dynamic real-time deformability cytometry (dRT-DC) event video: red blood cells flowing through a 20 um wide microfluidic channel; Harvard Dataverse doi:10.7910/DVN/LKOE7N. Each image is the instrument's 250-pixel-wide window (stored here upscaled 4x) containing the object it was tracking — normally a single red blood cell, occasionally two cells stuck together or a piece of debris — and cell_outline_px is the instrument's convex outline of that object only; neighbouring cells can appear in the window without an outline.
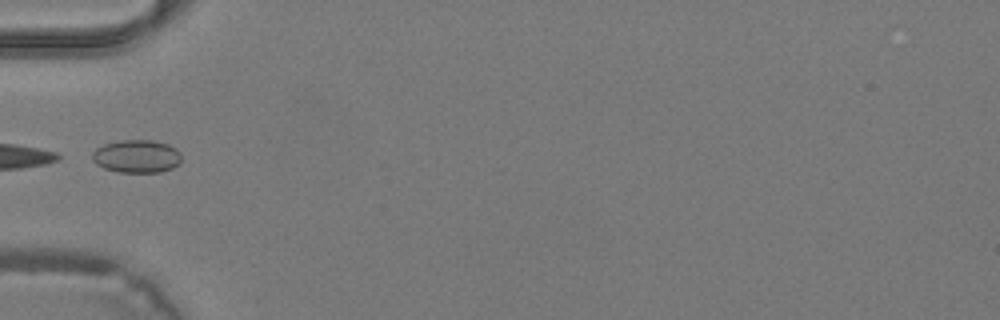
{"species": "common noctule bat (a hibernating species)", "species_latin": "Nyctalus noctula", "temperature_condition": "warm", "stored_images_in_passage": 6, "camera_frame_rate_fps": 3000, "um_per_image_px": 0.085, "animal": {"sex": "male", "body_mass_g": 19.2, "forearm_length_mm": 51.8}, "frame": {"image": 1, "passage_image": 1, "time_ms": 0.0, "image_size_px": [1000, 320], "cell_outline_px": [[180, 164], [172, 168], [160, 172], [120, 172], [104, 168], [96, 164], [92, 160], [92, 152], [96, 148], [104, 144], [120, 140], [152, 140], [168, 144], [176, 148], [180, 152]], "centroid_in_image_um": [11.62, 13.28], "position_along_channel_um": 73.4, "area_um2": 17.22}}